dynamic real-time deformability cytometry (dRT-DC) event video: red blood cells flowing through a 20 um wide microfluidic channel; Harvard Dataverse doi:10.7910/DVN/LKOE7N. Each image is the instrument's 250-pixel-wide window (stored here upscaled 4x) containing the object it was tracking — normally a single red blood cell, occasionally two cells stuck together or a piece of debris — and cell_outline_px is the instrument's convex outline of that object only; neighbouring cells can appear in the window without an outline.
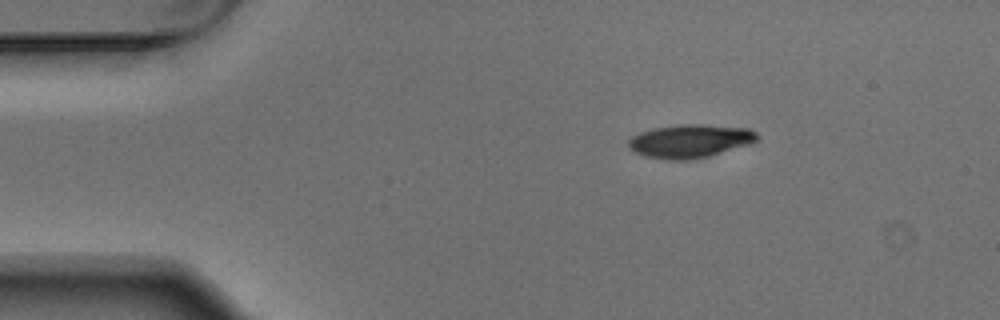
{"species": "Egyptian fruit bat (a non-hibernating species)", "species_latin": "Rousettus aegyptiacus", "temperature_condition": "warm", "stored_images_in_passage": 4, "segment_of_instrument_passage": [1, 2], "camera_frame_rate_fps": 3000, "um_per_image_px": 0.085, "animal": {"sex": "male"}, "frame": {"image": 1, "passage_image": 1, "time_ms": 0.0, "image_size_px": [1000, 320], "cell_outline_px": [[760, 136], [756, 140], [748, 144], [708, 156], [688, 160], [664, 160], [644, 156], [628, 148], [628, 140], [632, 136], [640, 132], [652, 128], [676, 124], [704, 124], [748, 128], [756, 132]], "centroid_in_image_um": [58.61, 11.98], "position_along_channel_um": 26.4, "area_um2": 25.14}}